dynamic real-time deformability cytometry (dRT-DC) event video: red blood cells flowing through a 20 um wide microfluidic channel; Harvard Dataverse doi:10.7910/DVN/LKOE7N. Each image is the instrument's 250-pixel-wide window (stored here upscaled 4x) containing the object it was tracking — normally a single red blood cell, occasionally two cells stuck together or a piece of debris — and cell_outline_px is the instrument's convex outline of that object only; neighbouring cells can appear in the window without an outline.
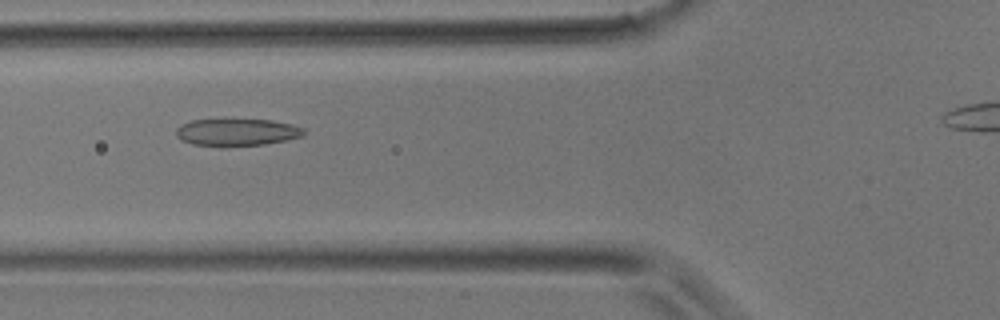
{"species": "common noctule bat (a hibernating species)", "species_latin": "Nyctalus noctula", "temperature_condition": "room temperature", "stored_images_in_passage": 3, "camera_frame_rate_fps": 3000, "um_per_image_px": 0.085, "animal": {"sex": "male", "body_mass_g": 17.9}, "frame": {"image": 1, "passage_image": 3, "time_ms": 0.667, "image_size_px": [1000, 320], "cell_outline_px": [[308, 132], [304, 136], [264, 144], [224, 148], [192, 144], [176, 136], [176, 128], [180, 124], [192, 120], [272, 120], [292, 124], [304, 128]], "centroid_in_image_um": [20.15, 11.26], "position_along_channel_um": 105.7, "area_um2": 20.58}}